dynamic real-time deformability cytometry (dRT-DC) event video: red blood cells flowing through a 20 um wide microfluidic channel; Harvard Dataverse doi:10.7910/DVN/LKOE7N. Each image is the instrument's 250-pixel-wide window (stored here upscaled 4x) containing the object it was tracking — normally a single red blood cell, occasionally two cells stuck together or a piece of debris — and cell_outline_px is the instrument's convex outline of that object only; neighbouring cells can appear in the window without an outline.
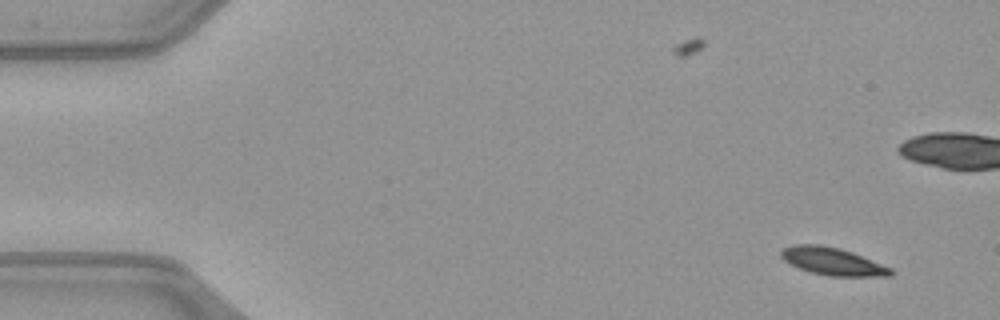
{"species": "common noctule bat (a hibernating species)", "species_latin": "Nyctalus noctula", "temperature_condition": "warm", "stored_images_in_passage": 50, "camera_frame_rate_fps": 3000, "um_per_image_px": 0.085, "animal": {"sex": "female", "body_mass_g": 21.9}, "frame": {"image": 1, "passage_image": 1, "time_ms": 0.0, "image_size_px": [1000, 320], "cell_outline_px": [[892, 276], [828, 276], [812, 272], [800, 268], [784, 260], [780, 256], [780, 252], [784, 248], [792, 244], [820, 244], [840, 248], [852, 252], [892, 268]], "centroid_in_image_um": [70.76, 22.2], "position_along_channel_um": 14.2, "area_um2": 17.51}, "authors_computed_cell_mechanics": {"area_um2": 18.8717, "velocity_mm_per_s": 4.0202, "shape_relaxation_time_tau1_ms": 2.6637, "shape_relaxation_time_tau2_ms": null, "deformation_change_tau1": 0.1228, "deformation_change_tau2": null}}